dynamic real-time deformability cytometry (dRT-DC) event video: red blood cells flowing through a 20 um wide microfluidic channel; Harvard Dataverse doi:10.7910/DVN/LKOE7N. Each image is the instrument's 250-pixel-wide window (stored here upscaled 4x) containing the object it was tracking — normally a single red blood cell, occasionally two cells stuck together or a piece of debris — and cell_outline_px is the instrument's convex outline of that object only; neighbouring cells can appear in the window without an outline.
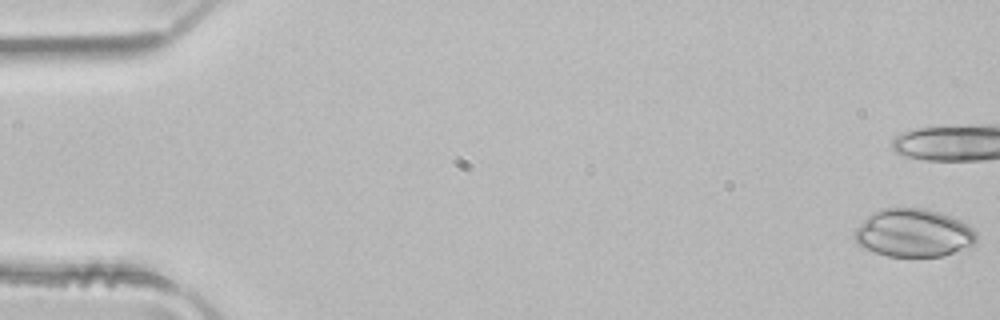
{"species": "common noctule bat (a hibernating species)", "species_latin": "Nyctalus noctula", "temperature_condition": "room temperature", "stored_images_in_passage": 4, "camera_frame_rate_fps": 3000, "um_per_image_px": 0.085, "animal": {"sex": "male", "body_mass_g": 21.5, "forearm_length_mm": 52.0}, "frame": {"image": 1, "passage_image": 1, "time_ms": 0.0, "image_size_px": [1000, 320], "cell_outline_px": [[976, 240], [972, 248], [940, 256], [888, 256], [872, 252], [864, 248], [856, 240], [856, 228], [872, 212], [884, 208], [924, 208], [940, 212], [960, 220], [968, 224], [976, 232]], "centroid_in_image_um": [77.7, 19.81], "position_along_channel_um": 7.3, "area_um2": 34.16}}